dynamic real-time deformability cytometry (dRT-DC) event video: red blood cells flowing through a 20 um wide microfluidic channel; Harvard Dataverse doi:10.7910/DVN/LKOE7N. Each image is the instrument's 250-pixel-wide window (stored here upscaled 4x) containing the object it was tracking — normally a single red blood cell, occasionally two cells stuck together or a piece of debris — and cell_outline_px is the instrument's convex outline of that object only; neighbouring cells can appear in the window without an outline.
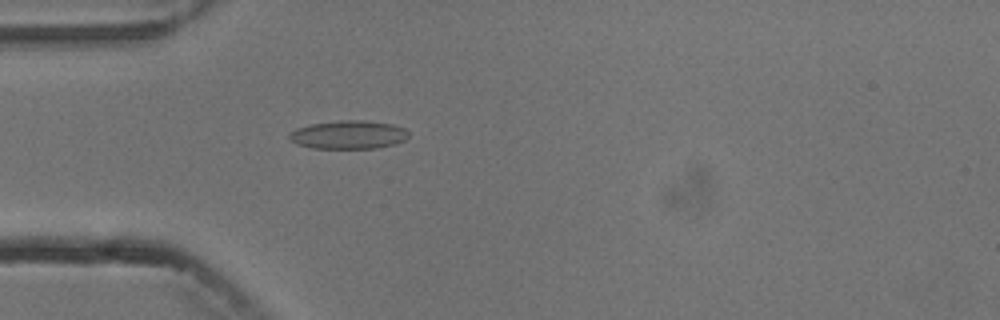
{"species": "common noctule bat (a hibernating species)", "species_latin": "Nyctalus noctula", "temperature_condition": "cold", "stored_images_in_passage": 4, "camera_frame_rate_fps": 3000, "um_per_image_px": 0.085, "animal": {"sex": "male", "body_mass_g": 13.3}, "frame": {"image": 1, "passage_image": 4, "time_ms": 4.667, "image_size_px": [1000, 320], "cell_outline_px": [[408, 136], [404, 140], [396, 144], [376, 148], [312, 148], [296, 144], [288, 136], [296, 128], [312, 124], [340, 120], [364, 120], [392, 124], [404, 128], [408, 132]], "centroid_in_image_um": [29.64, 11.45], "position_along_channel_um": 55.4, "area_um2": 19.65}}